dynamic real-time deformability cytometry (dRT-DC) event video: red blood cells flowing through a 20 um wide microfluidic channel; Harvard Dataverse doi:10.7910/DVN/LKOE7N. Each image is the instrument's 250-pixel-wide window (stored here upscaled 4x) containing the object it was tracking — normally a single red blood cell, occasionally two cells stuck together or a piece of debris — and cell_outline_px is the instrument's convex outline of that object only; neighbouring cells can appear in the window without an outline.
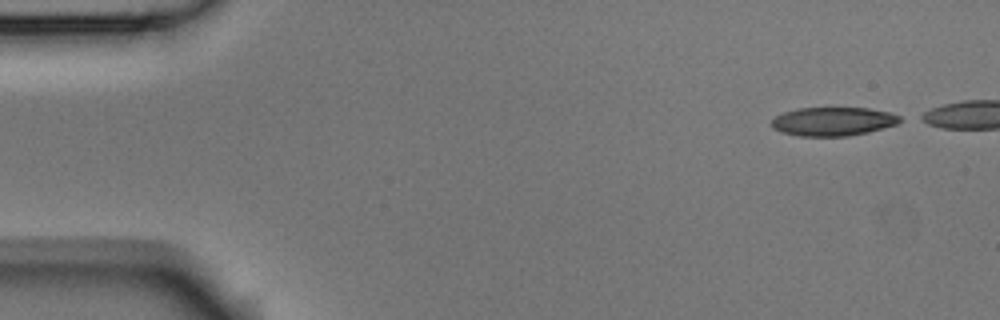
{"species": "Egyptian fruit bat (a non-hibernating species)", "species_latin": "Rousettus aegyptiacus", "temperature_condition": "room temperature", "stored_images_in_passage": 4, "camera_frame_rate_fps": 3000, "um_per_image_px": 0.085, "animal": {"sex": "male"}, "frame": {"image": 1, "passage_image": 1, "time_ms": 0.0, "image_size_px": [1000, 320], "cell_outline_px": [[904, 120], [896, 124], [868, 132], [848, 136], [800, 136], [780, 132], [772, 128], [772, 120], [776, 116], [784, 112], [796, 108], [868, 108], [888, 112], [900, 116]], "centroid_in_image_um": [70.8, 10.32], "position_along_channel_um": 14.2, "area_um2": 21.44}}